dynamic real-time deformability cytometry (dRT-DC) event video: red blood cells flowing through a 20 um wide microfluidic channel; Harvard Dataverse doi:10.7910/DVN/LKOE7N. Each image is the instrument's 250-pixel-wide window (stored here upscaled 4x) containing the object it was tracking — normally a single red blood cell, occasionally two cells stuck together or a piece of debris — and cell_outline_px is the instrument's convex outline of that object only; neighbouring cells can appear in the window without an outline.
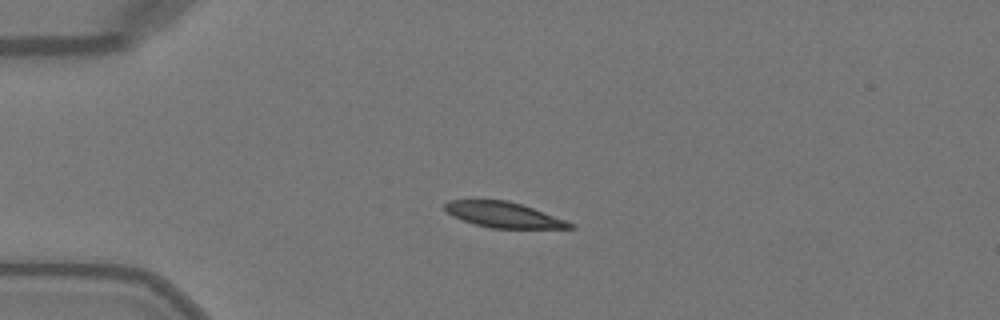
{"species": "Egyptian fruit bat (a non-hibernating species)", "species_latin": "Rousettus aegyptiacus", "temperature_condition": "warm", "stored_images_in_passage": 7, "camera_frame_rate_fps": 3000, "um_per_image_px": 0.085, "animal": {"sex": "female"}, "frame": {"image": 1, "passage_image": 1, "time_ms": 0.0, "image_size_px": [1000, 320], "cell_outline_px": [[576, 228], [488, 228], [472, 224], [452, 216], [444, 208], [444, 204], [448, 200], [508, 200], [532, 208], [564, 220], [572, 224]], "centroid_in_image_um": [42.72, 18.26], "position_along_channel_um": 42.3, "area_um2": 18.38}}
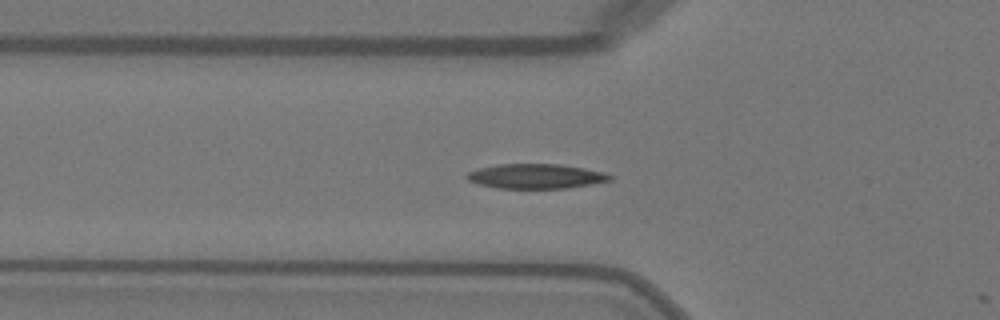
{"frame": {"image": 2, "passage_image": 6, "time_ms": 1.667, "image_size_px": [1000, 320], "cell_outline_px": [[616, 176], [612, 180], [592, 184], [564, 188], [500, 188], [480, 184], [468, 180], [464, 176], [468, 172], [480, 168], [500, 164], [560, 164], [584, 168], [604, 172]], "centroid_in_image_um": [45.6, 14.97], "position_along_channel_um": 80.2, "area_um2": 20.52}}